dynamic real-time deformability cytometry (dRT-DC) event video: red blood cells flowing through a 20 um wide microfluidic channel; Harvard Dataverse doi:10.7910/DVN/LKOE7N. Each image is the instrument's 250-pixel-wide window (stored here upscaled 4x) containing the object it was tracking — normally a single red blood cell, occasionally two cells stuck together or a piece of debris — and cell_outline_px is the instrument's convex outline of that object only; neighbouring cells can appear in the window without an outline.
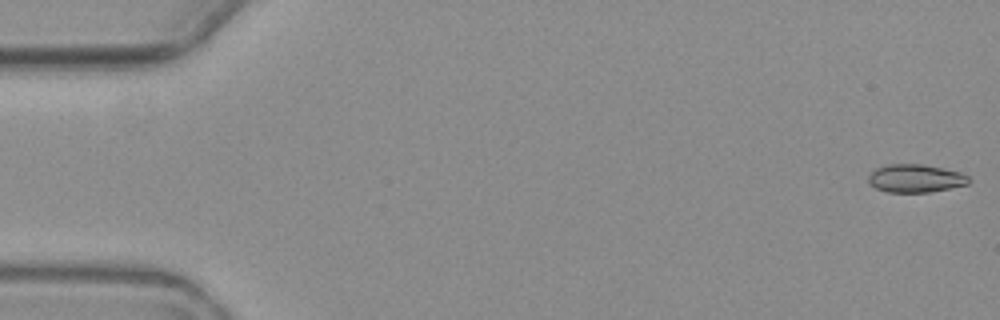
{"species": "common noctule bat (a hibernating species)", "species_latin": "Nyctalus noctula", "temperature_condition": "warm", "stored_images_in_passage": 5, "camera_frame_rate_fps": 3000, "um_per_image_px": 0.085, "animal": {"sex": "female", "body_mass_g": 19.3, "forearm_length_mm": 54.1}, "frame": {"image": 1, "passage_image": 1, "time_ms": 0.0, "image_size_px": [1000, 320], "cell_outline_px": [[972, 180], [968, 184], [928, 192], [888, 192], [876, 188], [868, 180], [868, 176], [876, 168], [888, 164], [920, 164], [960, 172], [968, 176]], "centroid_in_image_um": [77.82, 15.16], "position_along_channel_um": 7.2, "area_um2": 16.18}}
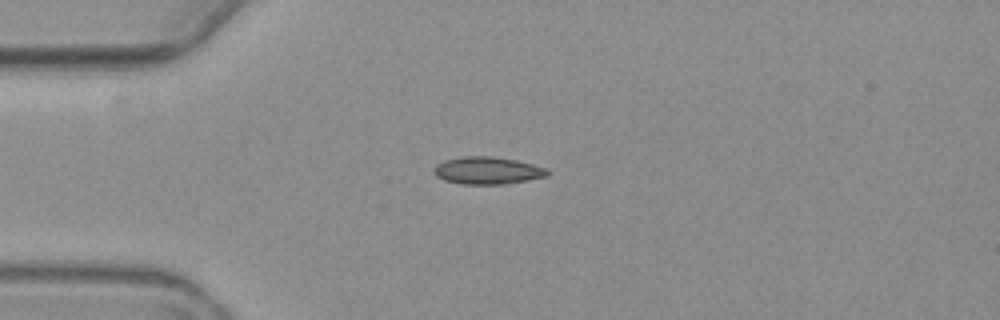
{"frame": {"image": 2, "passage_image": 5, "time_ms": 4.667, "image_size_px": [1000, 320], "cell_outline_px": [[548, 176], [528, 180], [504, 184], [460, 184], [444, 180], [436, 176], [432, 168], [436, 164], [444, 160], [464, 156], [492, 156], [516, 160], [548, 168]], "centroid_in_image_um": [41.41, 14.49], "position_along_channel_um": 43.6, "area_um2": 18.21}}